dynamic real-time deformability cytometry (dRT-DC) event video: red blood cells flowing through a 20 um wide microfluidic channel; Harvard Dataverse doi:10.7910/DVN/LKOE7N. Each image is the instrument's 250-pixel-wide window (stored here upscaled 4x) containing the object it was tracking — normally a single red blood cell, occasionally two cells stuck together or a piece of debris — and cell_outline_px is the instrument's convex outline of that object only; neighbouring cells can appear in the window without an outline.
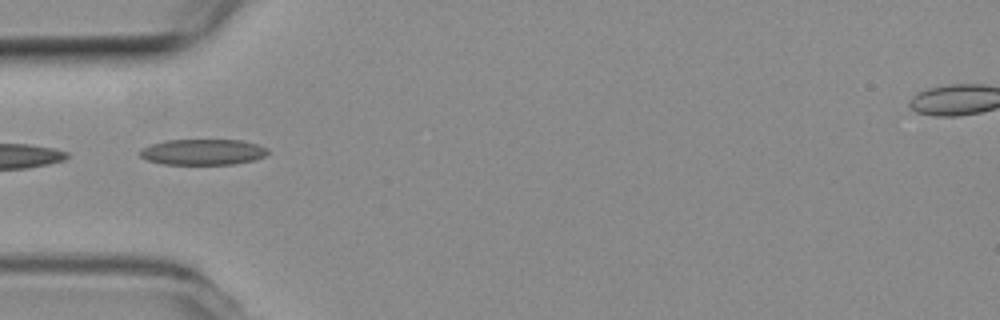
{"species": "common noctule bat (a hibernating species)", "species_latin": "Nyctalus noctula", "temperature_condition": "room temperature", "stored_images_in_passage": 8, "camera_frame_rate_fps": 3000, "um_per_image_px": 0.085, "animal": {"sex": "female", "body_mass_g": 19.3, "forearm_length_mm": 54.1}, "frame": {"image": 1, "passage_image": 4, "time_ms": 1.0, "image_size_px": [1000, 320], "cell_outline_px": [[268, 152], [264, 156], [256, 160], [236, 164], [164, 164], [148, 160], [140, 156], [140, 148], [164, 140], [244, 140], [268, 148]], "centroid_in_image_um": [17.26, 12.92], "position_along_channel_um": 67.7, "area_um2": 19.31}}
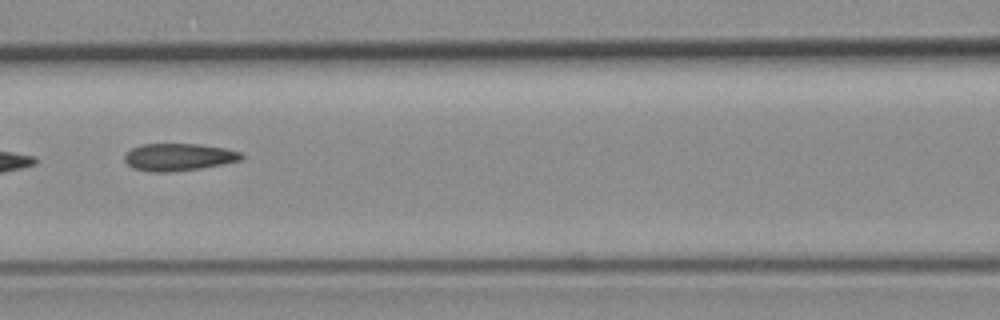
{"frame": {"image": 2, "passage_image": 6, "time_ms": 1.667, "image_size_px": [1000, 320], "cell_outline_px": [[244, 156], [240, 160], [200, 168], [168, 172], [152, 172], [132, 168], [124, 160], [124, 156], [132, 148], [140, 144], [200, 144], [224, 148], [240, 152]], "centroid_in_image_um": [15.14, 13.34], "position_along_channel_um": 151.5, "area_um2": 18.44}}
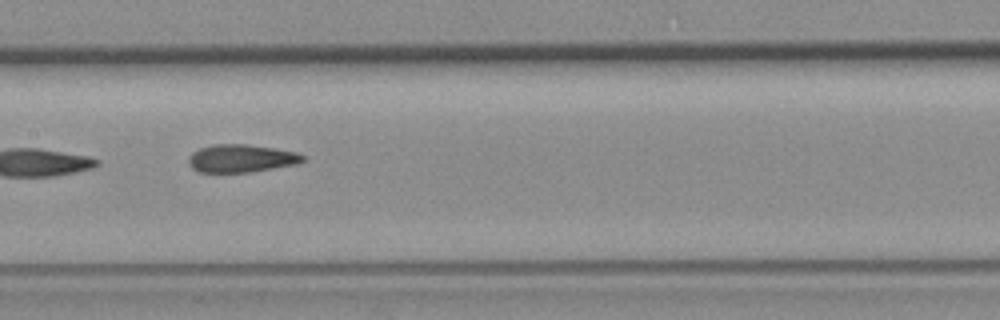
{"frame": {"image": 3, "passage_image": 7, "time_ms": 2.0, "image_size_px": [1000, 320], "cell_outline_px": [[304, 160], [296, 164], [252, 172], [200, 172], [192, 168], [188, 164], [188, 160], [192, 152], [200, 148], [212, 144], [244, 144], [272, 148], [296, 152], [304, 156]], "centroid_in_image_um": [20.47, 13.46], "position_along_channel_um": 186.9, "area_um2": 18.44}}